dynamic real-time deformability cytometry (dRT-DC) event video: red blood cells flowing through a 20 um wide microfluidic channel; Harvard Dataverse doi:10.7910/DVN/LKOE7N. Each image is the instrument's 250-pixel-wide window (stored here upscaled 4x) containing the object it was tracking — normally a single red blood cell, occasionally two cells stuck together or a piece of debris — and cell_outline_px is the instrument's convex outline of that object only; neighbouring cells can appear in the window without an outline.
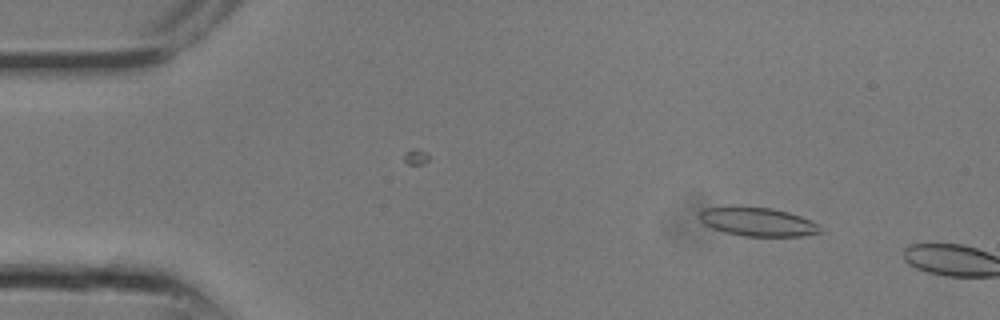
{"species": "common noctule bat (a hibernating species)", "species_latin": "Nyctalus noctula", "temperature_condition": "room temperature", "stored_images_in_passage": 4, "camera_frame_rate_fps": 3000, "um_per_image_px": 0.085, "animal": {"sex": "male", "body_mass_g": 13.3}, "frame": {"image": 1, "passage_image": 3, "time_ms": 0.667, "image_size_px": [1000, 320], "cell_outline_px": [[820, 232], [800, 236], [744, 236], [724, 232], [712, 228], [704, 224], [700, 220], [700, 212], [704, 208], [728, 204], [736, 204], [772, 208], [788, 212], [800, 216], [820, 224]], "centroid_in_image_um": [64.33, 18.81], "position_along_channel_um": 20.7, "area_um2": 20.75}}